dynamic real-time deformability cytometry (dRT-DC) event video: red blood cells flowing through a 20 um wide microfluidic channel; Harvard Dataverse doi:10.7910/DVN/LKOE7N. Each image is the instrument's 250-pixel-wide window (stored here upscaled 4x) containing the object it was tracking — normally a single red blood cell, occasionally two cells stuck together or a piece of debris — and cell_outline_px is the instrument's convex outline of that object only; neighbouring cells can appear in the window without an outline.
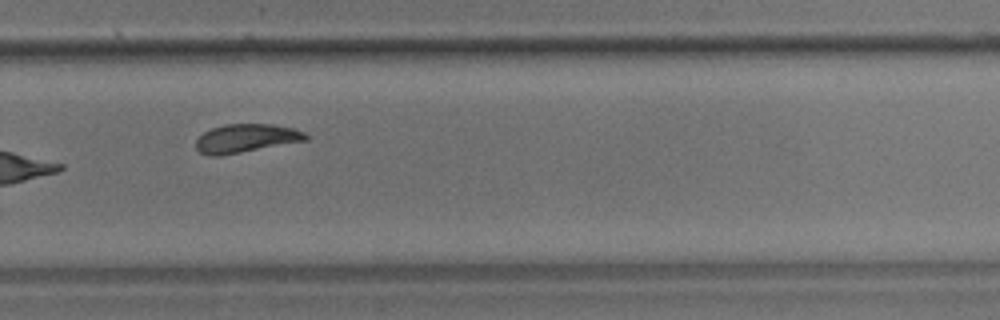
{"species": "common noctule bat (a hibernating species)", "species_latin": "Nyctalus noctula", "temperature_condition": "room temperature", "stored_images_in_passage": 10, "camera_frame_rate_fps": 3000, "um_per_image_px": 0.085, "animal": {"sex": "male", "body_mass_g": 17.9}, "frame": {"image": 1, "passage_image": 10, "time_ms": 10.667, "image_size_px": [1000, 320], "cell_outline_px": [[308, 140], [220, 156], [212, 156], [200, 152], [196, 148], [196, 140], [204, 132], [212, 128], [224, 124], [272, 124], [292, 128], [304, 132], [308, 136]], "centroid_in_image_um": [20.91, 11.75], "position_along_channel_um": 308.9, "area_um2": 18.15}}